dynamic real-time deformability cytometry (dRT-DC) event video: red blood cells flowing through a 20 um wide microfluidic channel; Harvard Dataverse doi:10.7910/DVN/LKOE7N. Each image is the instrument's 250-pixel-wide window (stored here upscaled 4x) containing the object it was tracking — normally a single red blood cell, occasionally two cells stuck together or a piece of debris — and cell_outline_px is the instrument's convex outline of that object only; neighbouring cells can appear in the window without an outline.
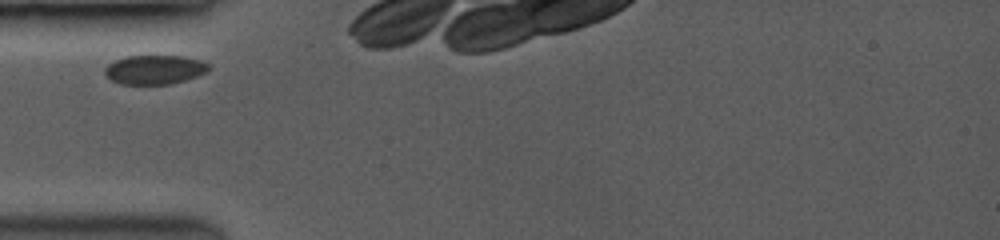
{"species": "common noctule bat (a hibernating species)", "species_latin": "Nyctalus noctula", "temperature_condition": "room temperature", "stored_images_in_passage": 3, "camera_frame_rate_fps": 3500, "um_per_image_px": 0.085, "animal": {"sex": "female", "body_mass_g": 19.0, "forearm_length_mm": 53.3}, "frame": {"image": 1, "passage_image": 1, "time_ms": 0.0, "image_size_px": [1000, 240], "cell_outline_px": [[212, 68], [208, 72], [184, 80], [168, 84], [120, 84], [112, 80], [104, 72], [104, 68], [108, 64], [124, 56], [184, 56], [200, 60], [208, 64]], "centroid_in_image_um": [13.16, 5.91], "position_along_channel_um": 71.8, "area_um2": 17.63}}